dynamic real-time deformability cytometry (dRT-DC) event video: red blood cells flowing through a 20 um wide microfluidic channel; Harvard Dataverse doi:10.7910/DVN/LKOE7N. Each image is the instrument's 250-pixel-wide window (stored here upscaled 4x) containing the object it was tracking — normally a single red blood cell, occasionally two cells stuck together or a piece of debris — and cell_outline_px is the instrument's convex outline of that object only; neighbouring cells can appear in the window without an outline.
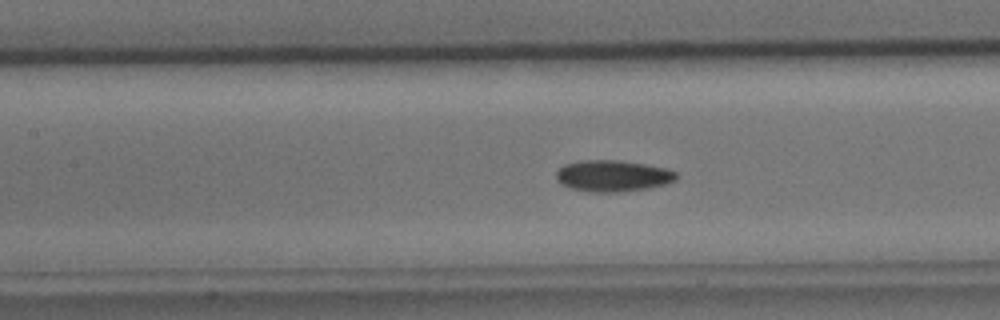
{"species": "common noctule bat (a hibernating species)", "species_latin": "Nyctalus noctula", "temperature_condition": "cold", "stored_images_in_passage": 52, "segment_of_instrument_passage": [1, 2], "camera_frame_rate_fps": 3000, "um_per_image_px": 0.085, "animal": {"sex": "male", "body_mass_g": 15.6}, "frame": {"image": 1, "passage_image": 23, "time_ms": 7.333, "image_size_px": [1000, 320], "cell_outline_px": [[676, 180], [668, 184], [648, 188], [616, 192], [592, 192], [572, 188], [560, 184], [556, 180], [556, 172], [564, 164], [580, 160], [620, 160], [668, 168], [676, 172]], "centroid_in_image_um": [52.09, 14.94], "position_along_channel_um": 155.3, "area_um2": 22.08}}
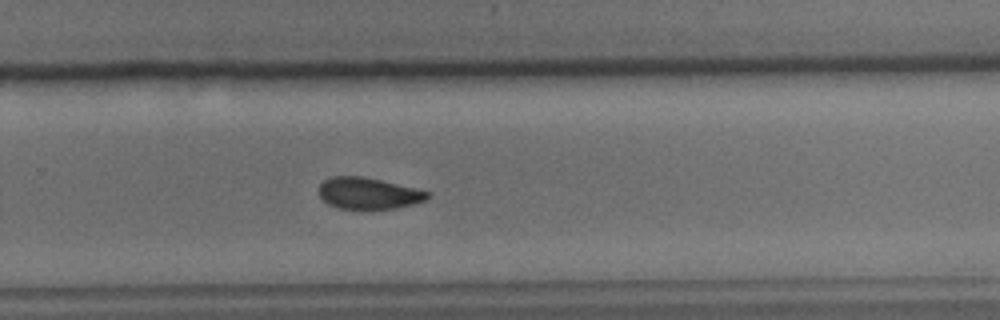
{"frame": {"image": 2, "passage_image": 34, "time_ms": 11.0, "image_size_px": [1000, 320], "cell_outline_px": [[428, 196], [424, 200], [412, 204], [396, 208], [336, 208], [328, 204], [320, 196], [320, 184], [324, 180], [332, 176], [364, 176], [428, 192]], "centroid_in_image_um": [31.25, 16.42], "position_along_channel_um": 298.6, "area_um2": 19.36}}
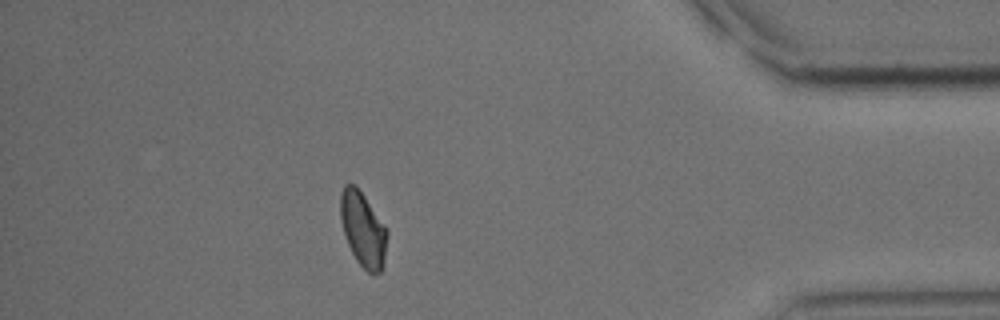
{"frame": {"image": 3, "passage_image": 45, "time_ms": 14.667, "image_size_px": [1000, 320], "cell_outline_px": [[388, 236], [384, 264], [380, 272], [372, 276], [356, 260], [348, 244], [340, 220], [340, 192], [344, 184], [356, 184], [388, 228]], "centroid_in_image_um": [30.87, 19.48], "position_along_channel_um": 404.3, "area_um2": 20.75}}